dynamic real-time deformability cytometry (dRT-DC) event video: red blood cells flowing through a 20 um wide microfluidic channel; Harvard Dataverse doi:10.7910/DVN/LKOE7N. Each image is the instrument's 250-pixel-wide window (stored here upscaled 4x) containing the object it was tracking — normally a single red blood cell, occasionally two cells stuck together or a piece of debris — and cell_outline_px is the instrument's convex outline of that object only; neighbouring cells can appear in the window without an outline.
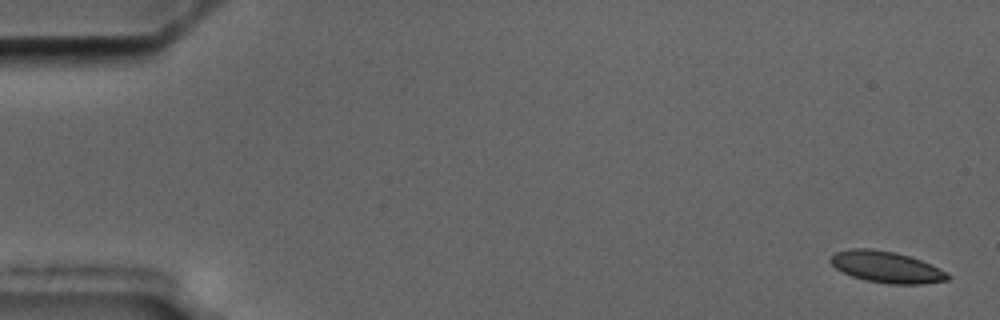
{"species": "common noctule bat (a hibernating species)", "species_latin": "Nyctalus noctula", "temperature_condition": "cold", "stored_images_in_passage": 6, "camera_frame_rate_fps": 3000, "um_per_image_px": 0.085, "animal": {"sex": "male", "body_mass_g": 17.5, "forearm_length_mm": 52.3}, "frame": {"image": 1, "passage_image": 1, "time_ms": 0.0, "image_size_px": [1000, 320], "cell_outline_px": [[952, 276], [948, 280], [920, 284], [888, 284], [864, 280], [852, 276], [836, 268], [828, 260], [836, 252], [852, 248], [872, 248], [896, 252], [920, 260], [940, 268], [948, 272]], "centroid_in_image_um": [75.37, 22.7], "position_along_channel_um": 9.6, "area_um2": 21.5}}
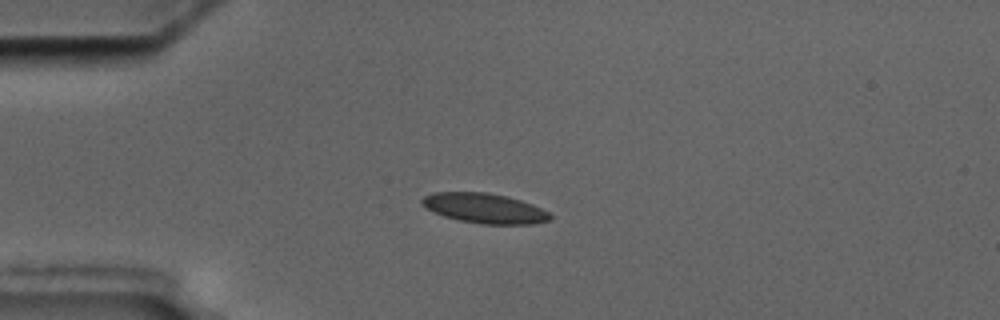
{"frame": {"image": 2, "passage_image": 4, "time_ms": 4.333, "image_size_px": [1000, 320], "cell_outline_px": [[552, 220], [532, 224], [480, 224], [456, 220], [444, 216], [420, 204], [420, 200], [424, 196], [436, 192], [488, 192], [508, 196], [532, 204], [548, 212], [552, 216]], "centroid_in_image_um": [41.2, 17.7], "position_along_channel_um": 43.8, "area_um2": 22.43}}
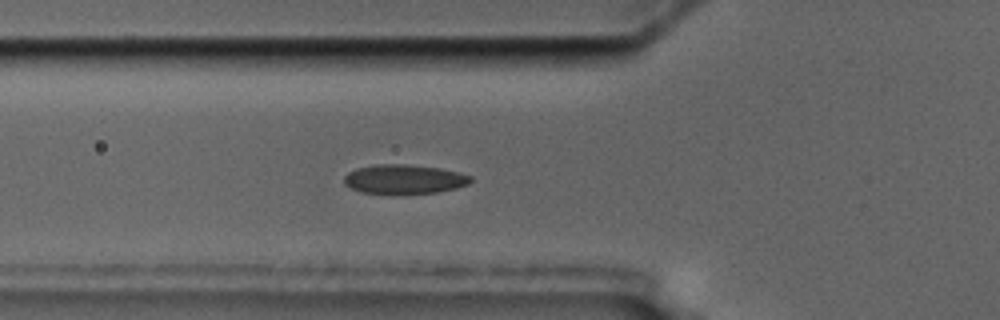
{"frame": {"image": 3, "passage_image": 6, "time_ms": 6.333, "image_size_px": [1000, 320], "cell_outline_px": [[472, 180], [468, 184], [456, 188], [436, 192], [404, 196], [360, 192], [344, 184], [344, 176], [348, 172], [356, 168], [380, 164], [404, 164], [440, 168], [460, 172], [472, 176]], "centroid_in_image_um": [34.35, 15.26], "position_along_channel_um": 91.4, "area_um2": 22.2}}